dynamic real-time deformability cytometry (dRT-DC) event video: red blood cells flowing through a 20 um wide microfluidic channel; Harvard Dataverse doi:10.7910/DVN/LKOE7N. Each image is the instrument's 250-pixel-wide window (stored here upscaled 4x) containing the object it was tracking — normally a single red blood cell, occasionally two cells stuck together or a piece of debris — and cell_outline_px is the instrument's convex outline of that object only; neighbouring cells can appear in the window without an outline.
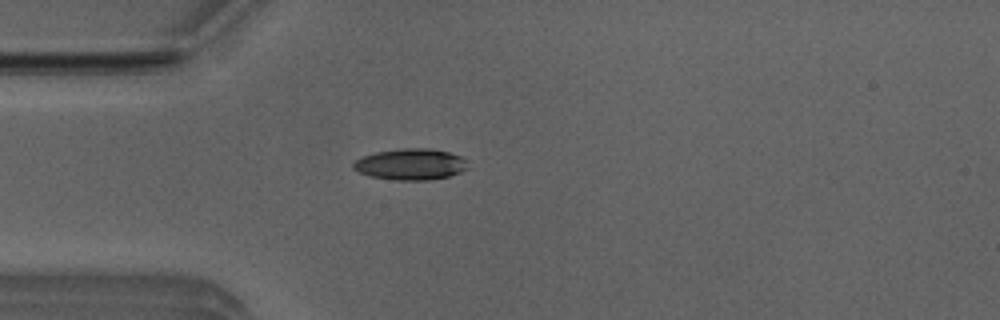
{"species": "Egyptian fruit bat (a non-hibernating species)", "species_latin": "Rousettus aegyptiacus", "temperature_condition": "room temperature", "stored_images_in_passage": 3, "camera_frame_rate_fps": 3000, "um_per_image_px": 0.085, "animal": {"sex": "male"}, "frame": {"image": 1, "passage_image": 3, "time_ms": 0.667, "image_size_px": [1000, 320], "cell_outline_px": [[468, 168], [460, 172], [448, 176], [428, 180], [396, 180], [372, 176], [360, 172], [352, 168], [352, 164], [356, 160], [364, 156], [376, 152], [400, 148], [432, 148], [448, 152], [460, 156], [468, 160]], "centroid_in_image_um": [34.94, 13.95], "position_along_channel_um": 50.1, "area_um2": 20.81}}